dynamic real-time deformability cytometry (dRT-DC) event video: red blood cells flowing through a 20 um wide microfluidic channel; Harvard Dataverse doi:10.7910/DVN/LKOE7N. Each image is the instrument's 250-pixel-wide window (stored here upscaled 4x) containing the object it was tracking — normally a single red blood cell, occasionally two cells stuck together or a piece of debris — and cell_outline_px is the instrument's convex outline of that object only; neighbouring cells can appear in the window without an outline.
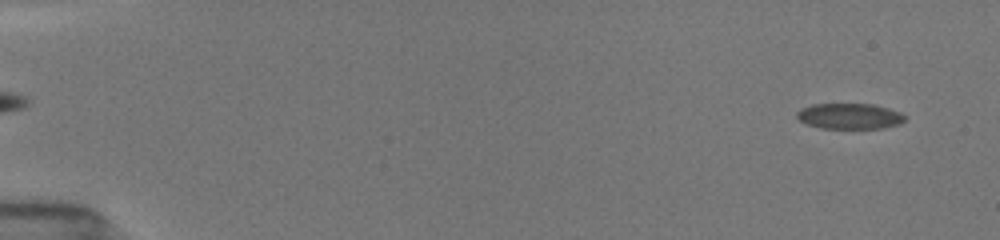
{"species": "common noctule bat (a hibernating species)", "species_latin": "Nyctalus noctula", "temperature_condition": "room temperature", "stored_images_in_passage": 13, "camera_frame_rate_fps": 3000, "um_per_image_px": 0.085, "animal": {"sex": "female", "body_mass_g": 19.5, "forearm_length_mm": 54.1}, "frame": {"image": 1, "passage_image": 3, "time_ms": 0.667, "image_size_px": [1000, 240], "cell_outline_px": [[904, 120], [896, 124], [880, 128], [820, 128], [808, 124], [800, 120], [796, 116], [796, 112], [812, 104], [872, 104], [896, 112], [904, 116]], "centroid_in_image_um": [72.13, 9.87], "position_along_channel_um": 12.9, "area_um2": 15.61}}